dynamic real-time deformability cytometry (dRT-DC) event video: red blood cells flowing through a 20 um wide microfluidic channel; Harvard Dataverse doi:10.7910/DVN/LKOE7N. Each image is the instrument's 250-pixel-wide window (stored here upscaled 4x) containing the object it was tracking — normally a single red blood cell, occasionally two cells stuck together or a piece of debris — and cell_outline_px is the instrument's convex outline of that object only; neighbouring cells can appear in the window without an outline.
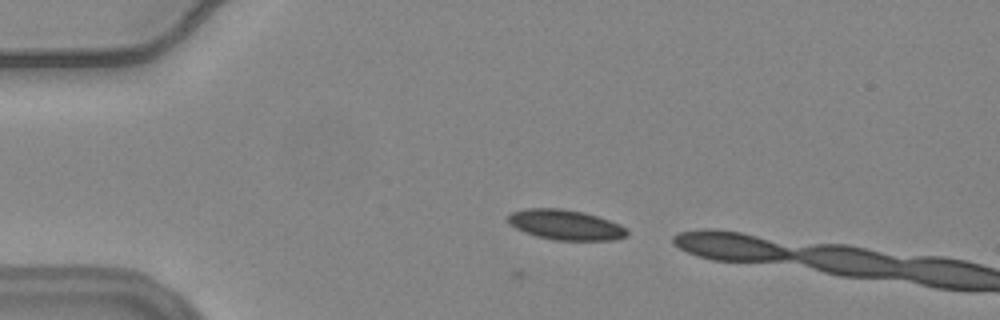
{"species": "common noctule bat (a hibernating species)", "species_latin": "Nyctalus noctula", "temperature_condition": "warm", "stored_images_in_passage": 4, "camera_frame_rate_fps": 3000, "um_per_image_px": 0.085, "animal": {"sex": "female", "body_mass_g": 24.6, "forearm_length_mm": 56.2}, "frame": {"image": 1, "passage_image": 4, "time_ms": 1.0, "image_size_px": [1000, 320], "cell_outline_px": [[628, 236], [616, 240], [552, 240], [536, 236], [516, 228], [508, 224], [508, 216], [512, 212], [524, 208], [560, 208], [584, 212], [620, 224], [628, 228]], "centroid_in_image_um": [48.09, 19.11], "position_along_channel_um": 36.9, "area_um2": 21.04}}